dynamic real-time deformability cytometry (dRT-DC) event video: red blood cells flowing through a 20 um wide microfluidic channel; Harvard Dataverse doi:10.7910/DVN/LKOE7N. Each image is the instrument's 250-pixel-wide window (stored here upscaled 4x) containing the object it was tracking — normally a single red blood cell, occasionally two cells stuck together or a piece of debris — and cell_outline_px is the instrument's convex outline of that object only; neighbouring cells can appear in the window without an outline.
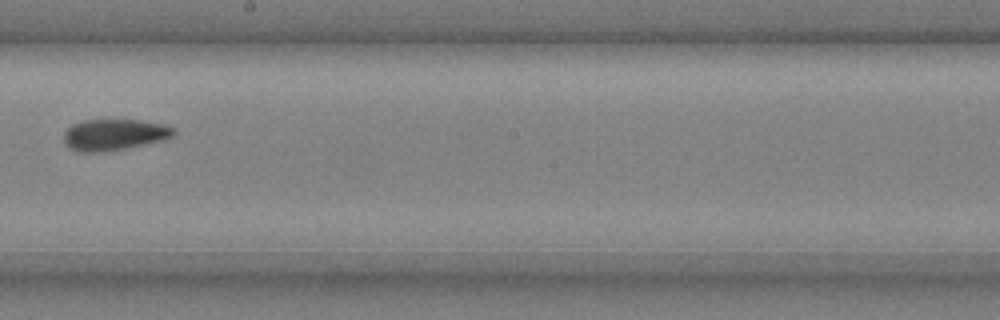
{"species": "common noctule bat (a hibernating species)", "species_latin": "Nyctalus noctula", "temperature_condition": "cold", "stored_images_in_passage": 6, "camera_frame_rate_fps": 3000, "um_per_image_px": 0.085, "animal": {"sex": "male", "body_mass_g": 20.4}, "frame": {"image": 1, "passage_image": 6, "time_ms": 1.667, "image_size_px": [1000, 320], "cell_outline_px": [[176, 132], [172, 136], [164, 140], [104, 152], [80, 152], [68, 148], [64, 140], [64, 132], [72, 124], [84, 120], [140, 120], [164, 124], [176, 128]], "centroid_in_image_um": [9.71, 11.44], "position_along_channel_um": 238.5, "area_um2": 20.06}}